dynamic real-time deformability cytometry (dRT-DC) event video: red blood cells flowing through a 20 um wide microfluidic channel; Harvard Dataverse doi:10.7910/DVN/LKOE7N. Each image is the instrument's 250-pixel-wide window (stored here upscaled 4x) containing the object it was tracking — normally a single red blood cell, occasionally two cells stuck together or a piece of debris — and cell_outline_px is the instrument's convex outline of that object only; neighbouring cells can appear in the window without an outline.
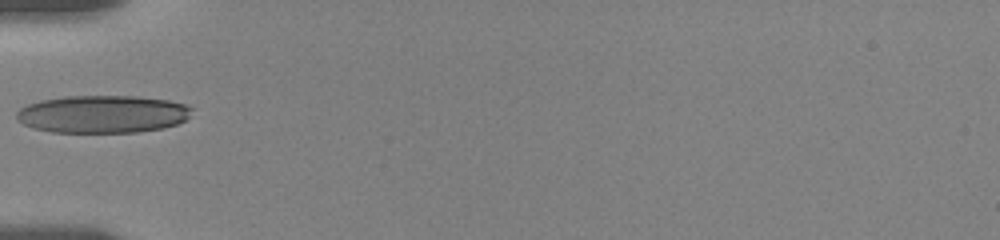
{"species": "human", "species_latin": "Homo sapiens", "temperature_condition": "room temperature", "stored_images_in_passage": 3, "camera_frame_rate_fps": 3000, "um_per_image_px": 0.085, "donor": {"sex": "female"}, "frame": {"image": 1, "passage_image": 1, "time_ms": 0.0, "image_size_px": [1000, 240], "cell_outline_px": [[192, 108], [188, 116], [184, 120], [176, 124], [164, 128], [136, 132], [52, 132], [32, 128], [16, 120], [16, 112], [20, 108], [28, 104], [40, 100], [64, 96], [136, 96], [168, 100], [184, 104]], "centroid_in_image_um": [8.68, 9.7], "position_along_channel_um": 76.3, "area_um2": 38.49}}
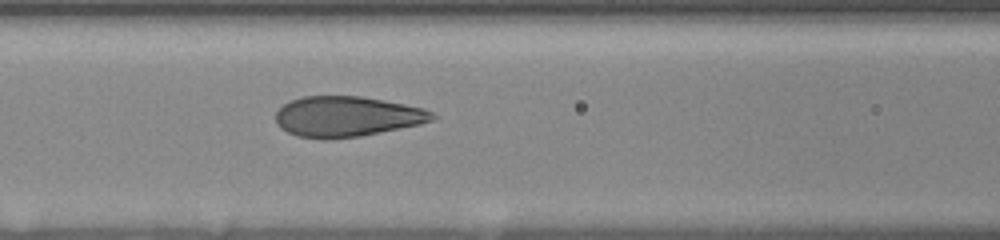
{"frame": {"image": 2, "passage_image": 3, "time_ms": 1.667, "image_size_px": [1000, 240], "cell_outline_px": [[436, 116], [432, 120], [420, 124], [360, 136], [332, 140], [320, 140], [296, 136], [280, 128], [276, 124], [276, 112], [284, 104], [292, 100], [304, 96], [360, 96], [384, 100], [424, 108], [432, 112]], "centroid_in_image_um": [29.45, 9.92], "position_along_channel_um": 137.2, "area_um2": 37.05}}